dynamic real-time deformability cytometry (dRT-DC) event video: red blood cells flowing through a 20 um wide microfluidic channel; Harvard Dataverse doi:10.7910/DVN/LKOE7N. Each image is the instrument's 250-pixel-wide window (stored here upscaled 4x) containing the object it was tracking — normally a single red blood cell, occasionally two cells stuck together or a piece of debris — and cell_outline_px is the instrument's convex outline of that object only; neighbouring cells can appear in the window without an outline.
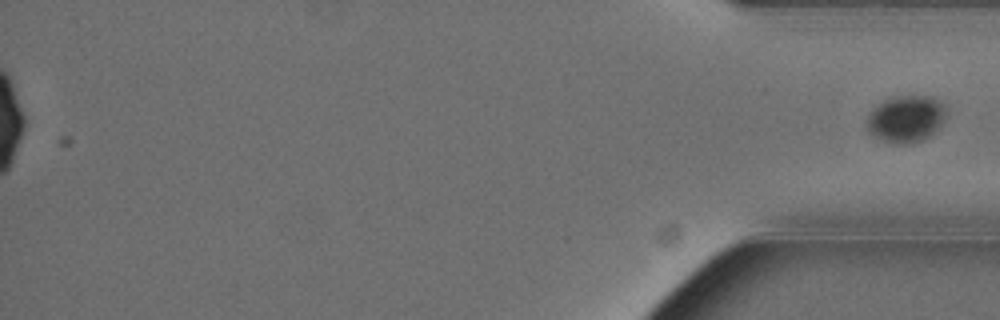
{"species": "Egyptian fruit bat (a non-hibernating species)", "species_latin": "Rousettus aegyptiacus", "temperature_condition": "cold", "stored_images_in_passage": 60, "segment_of_instrument_passage": [2, 2], "camera_frame_rate_fps": 3000, "um_per_image_px": 0.085, "animal": {"sex": "female"}, "frame": {"image": 1, "passage_image": 60, "time_ms": 19.667, "image_size_px": [1000, 320], "cell_outline_px": [[948, 112], [940, 124], [928, 136], [920, 140], [908, 144], [896, 144], [872, 136], [868, 132], [864, 120], [884, 100], [896, 96], [932, 96], [940, 100], [944, 104]], "centroid_in_image_um": [77.0, 10.09], "position_along_channel_um": 358.2, "area_um2": 21.56}}